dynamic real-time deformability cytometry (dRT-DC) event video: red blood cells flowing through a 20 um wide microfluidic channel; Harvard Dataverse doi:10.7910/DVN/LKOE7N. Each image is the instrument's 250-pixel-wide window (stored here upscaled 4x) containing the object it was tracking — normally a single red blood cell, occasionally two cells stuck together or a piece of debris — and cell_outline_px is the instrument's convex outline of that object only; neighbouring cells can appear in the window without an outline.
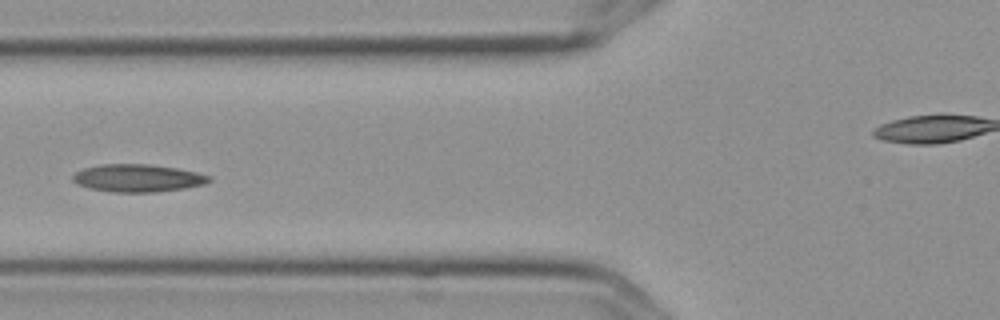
{"species": "Egyptian fruit bat (a non-hibernating species)", "species_latin": "Rousettus aegyptiacus", "temperature_condition": "cold", "stored_images_in_passage": 5, "camera_frame_rate_fps": 3000, "um_per_image_px": 0.085, "frame": {"image": 1, "passage_image": 5, "time_ms": 1.333, "image_size_px": [1000, 320], "cell_outline_px": [[212, 180], [204, 184], [184, 188], [156, 192], [112, 192], [92, 188], [76, 184], [72, 180], [72, 176], [76, 172], [84, 168], [100, 164], [148, 164], [176, 168], [196, 172], [212, 176]], "centroid_in_image_um": [11.71, 15.13], "position_along_channel_um": 114.1, "area_um2": 21.91}}